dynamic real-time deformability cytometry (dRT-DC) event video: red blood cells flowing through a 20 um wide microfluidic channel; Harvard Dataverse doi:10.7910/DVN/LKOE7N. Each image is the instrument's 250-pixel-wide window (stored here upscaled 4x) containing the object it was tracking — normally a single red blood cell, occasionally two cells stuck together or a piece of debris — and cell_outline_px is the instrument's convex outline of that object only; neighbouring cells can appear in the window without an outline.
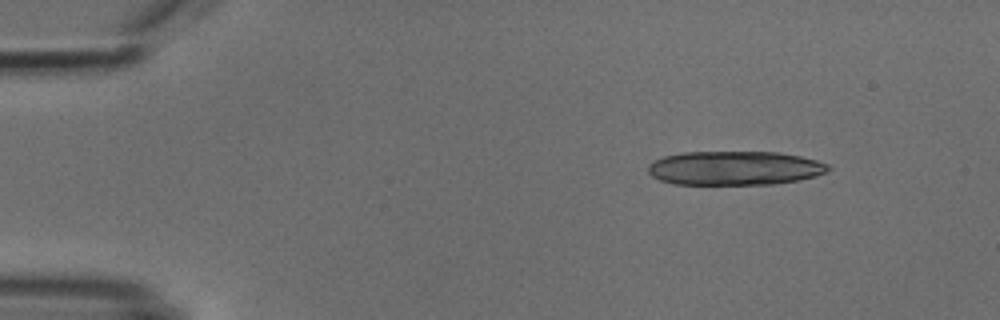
{"species": "common noctule bat (a hibernating species)", "species_latin": "Nyctalus noctula", "temperature_condition": "cold", "stored_images_in_passage": 7, "camera_frame_rate_fps": 3000, "um_per_image_px": 0.085, "animal": {"sex": "male", "body_mass_g": 18.8}, "frame": {"image": 1, "passage_image": 2, "time_ms": 1.0, "image_size_px": [1000, 320], "cell_outline_px": [[832, 168], [824, 172], [812, 176], [796, 180], [772, 184], [676, 184], [660, 180], [652, 176], [648, 172], [648, 164], [664, 156], [680, 152], [780, 152], [800, 156], [816, 160], [828, 164]], "centroid_in_image_um": [62.41, 14.28], "position_along_channel_um": 22.6, "area_um2": 35.55}}
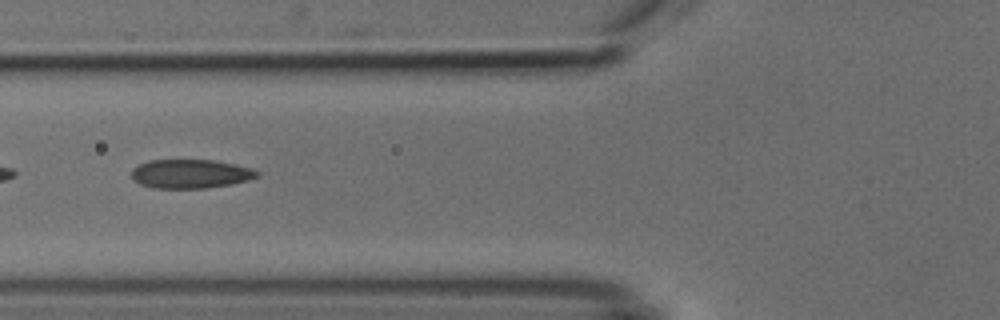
{"frame": {"image": 2, "passage_image": 6, "time_ms": 5.667, "image_size_px": [1000, 320], "cell_outline_px": [[260, 176], [248, 180], [232, 184], [208, 188], [152, 188], [140, 184], [132, 180], [132, 168], [136, 164], [148, 160], [212, 160], [236, 164], [252, 168], [260, 172]], "centroid_in_image_um": [16.18, 14.77], "position_along_channel_um": 109.6, "area_um2": 21.5}}
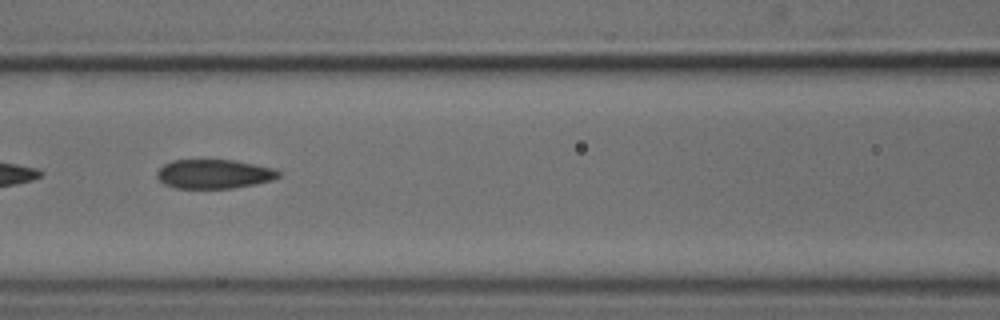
{"frame": {"image": 3, "passage_image": 7, "time_ms": 6.667, "image_size_px": [1000, 320], "cell_outline_px": [[280, 176], [272, 180], [256, 184], [232, 188], [176, 188], [164, 184], [156, 176], [156, 172], [164, 164], [172, 160], [236, 160], [276, 168], [280, 172]], "centroid_in_image_um": [18.22, 14.78], "position_along_channel_um": 148.4, "area_um2": 20.81}}